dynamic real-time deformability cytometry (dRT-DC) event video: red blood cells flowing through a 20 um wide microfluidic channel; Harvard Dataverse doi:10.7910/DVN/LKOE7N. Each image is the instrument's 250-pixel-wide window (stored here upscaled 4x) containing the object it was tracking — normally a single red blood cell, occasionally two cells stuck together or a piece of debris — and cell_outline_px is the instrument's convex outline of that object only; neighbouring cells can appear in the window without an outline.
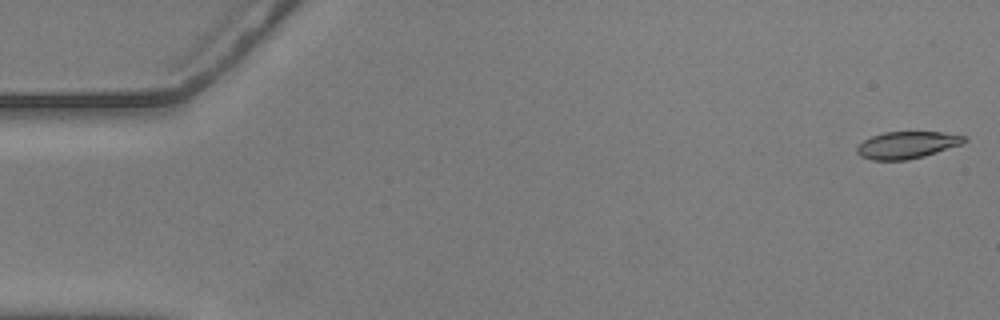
{"species": "common noctule bat (a hibernating species)", "species_latin": "Nyctalus noctula", "temperature_condition": "warm", "stored_images_in_passage": 9, "camera_frame_rate_fps": 3000, "um_per_image_px": 0.085, "animal": {"sex": "male", "body_mass_g": 20.5, "forearm_length_mm": 52.5}, "frame": {"image": 1, "passage_image": 1, "time_ms": 0.0, "image_size_px": [1000, 320], "cell_outline_px": [[968, 140], [960, 144], [924, 156], [908, 160], [872, 160], [860, 156], [856, 152], [856, 148], [864, 140], [872, 136], [884, 132], [940, 132], [968, 136]], "centroid_in_image_um": [77.08, 12.32], "position_along_channel_um": 7.9, "area_um2": 16.82}}